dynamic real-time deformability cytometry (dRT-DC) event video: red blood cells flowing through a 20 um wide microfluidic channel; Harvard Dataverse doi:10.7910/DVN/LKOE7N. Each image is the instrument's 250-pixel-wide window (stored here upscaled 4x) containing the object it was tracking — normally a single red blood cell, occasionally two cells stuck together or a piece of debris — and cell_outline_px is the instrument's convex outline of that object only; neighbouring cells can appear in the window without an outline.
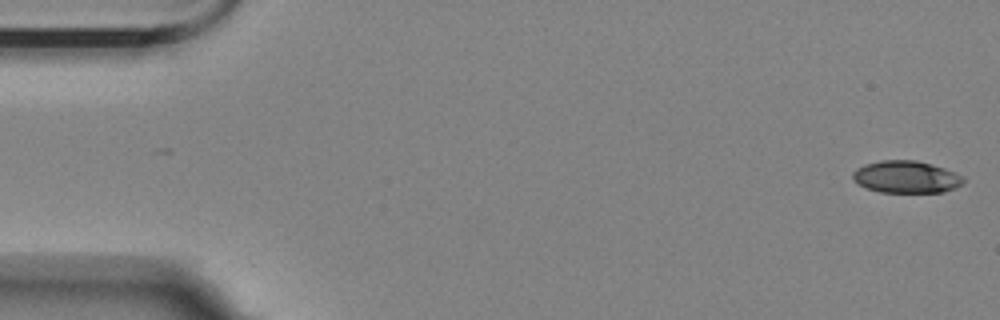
{"species": "Egyptian fruit bat (a non-hibernating species)", "species_latin": "Rousettus aegyptiacus", "temperature_condition": "room temperature", "stored_images_in_passage": 56, "camera_frame_rate_fps": 3000, "um_per_image_px": 0.085, "animal": {"sex": "female"}, "frame": {"image": 1, "passage_image": 1, "time_ms": 0.0, "image_size_px": [1000, 320], "cell_outline_px": [[964, 180], [960, 184], [944, 192], [880, 192], [868, 188], [860, 184], [852, 176], [852, 172], [856, 168], [864, 164], [880, 160], [916, 160], [944, 168], [964, 176]], "centroid_in_image_um": [77.01, 15.02], "position_along_channel_um": 8.0, "area_um2": 20.52}}
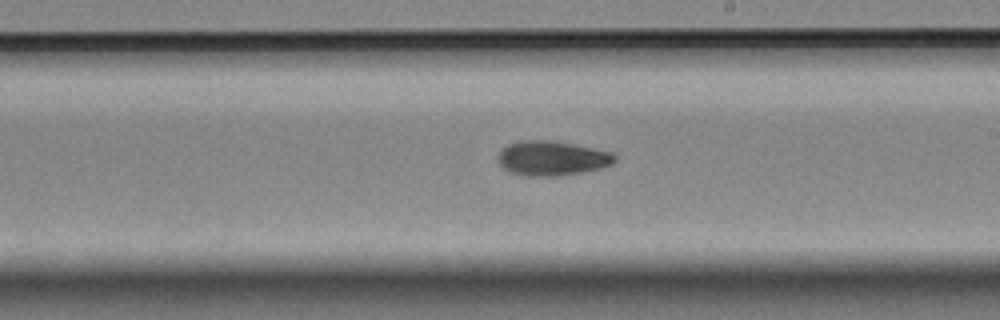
{"frame": {"image": 2, "passage_image": 32, "time_ms": 10.333, "image_size_px": [1000, 320], "cell_outline_px": [[616, 160], [612, 164], [600, 168], [584, 172], [560, 176], [520, 176], [508, 172], [500, 164], [496, 156], [508, 144], [520, 140], [556, 140], [612, 152], [616, 156]], "centroid_in_image_um": [46.91, 13.45], "position_along_channel_um": 242.1, "area_um2": 23.93}}
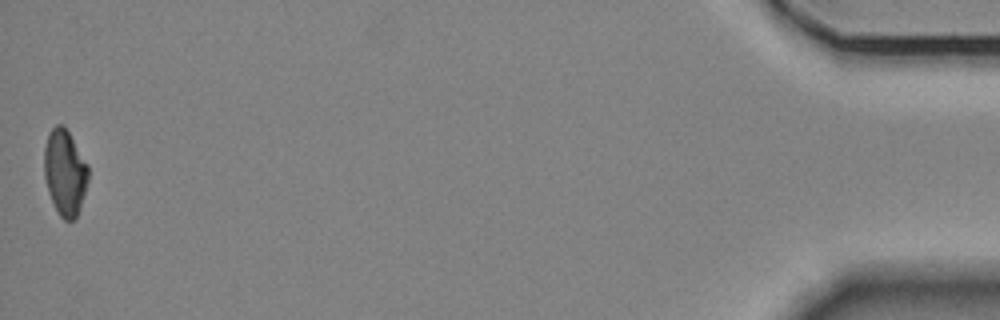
{"frame": {"image": 3, "passage_image": 56, "time_ms": 18.333, "image_size_px": [1000, 320], "cell_outline_px": [[88, 180], [80, 208], [76, 216], [72, 220], [64, 220], [60, 216], [48, 192], [44, 176], [44, 148], [48, 132], [56, 124], [64, 124], [88, 164]], "centroid_in_image_um": [5.51, 14.61], "position_along_channel_um": 429.7, "area_um2": 22.08}, "authors_computed_cell_mechanics": {"area_um2": 22.3108, "velocity_mm_per_s": 3.5182, "shape_relaxation_time_tau1_ms": 7.2137, "shape_relaxation_time_tau2_ms": 9.1086, "deformation_change_tau1": 0.1488, "deformation_change_tau2": 0.1575}}